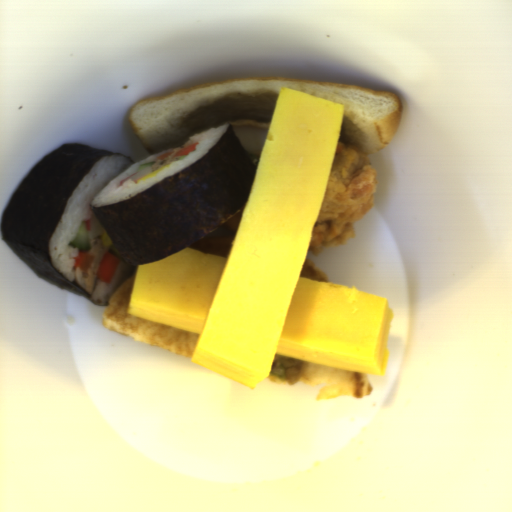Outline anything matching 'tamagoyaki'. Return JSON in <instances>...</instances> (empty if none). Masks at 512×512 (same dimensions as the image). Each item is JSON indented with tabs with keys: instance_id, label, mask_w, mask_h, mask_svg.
Segmentation results:
<instances>
[{
	"instance_id": "obj_1",
	"label": "tamagoyaki",
	"mask_w": 512,
	"mask_h": 512,
	"mask_svg": "<svg viewBox=\"0 0 512 512\" xmlns=\"http://www.w3.org/2000/svg\"><path fill=\"white\" fill-rule=\"evenodd\" d=\"M344 111L282 89L228 254L186 247L136 265L127 314L199 334L191 363L249 389L276 354L385 375L387 298L300 276Z\"/></svg>"
}]
</instances>
